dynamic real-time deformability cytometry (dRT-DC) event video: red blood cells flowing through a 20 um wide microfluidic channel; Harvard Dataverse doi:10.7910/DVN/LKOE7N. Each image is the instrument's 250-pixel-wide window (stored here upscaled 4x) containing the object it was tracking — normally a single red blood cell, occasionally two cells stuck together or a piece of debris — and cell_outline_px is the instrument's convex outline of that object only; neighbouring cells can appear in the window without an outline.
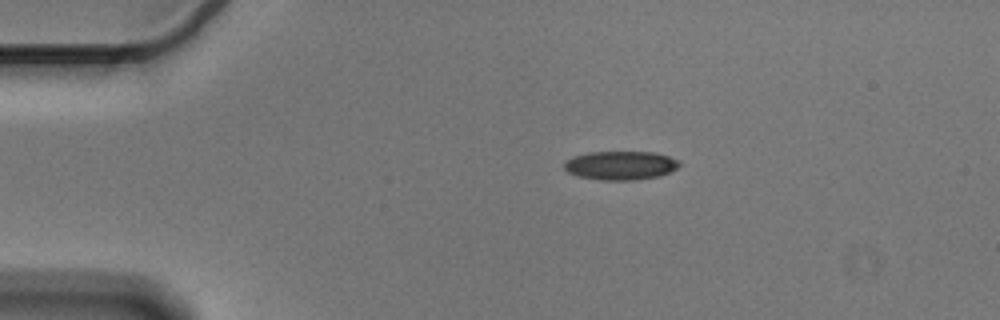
{"species": "Egyptian fruit bat (a non-hibernating species)", "species_latin": "Rousettus aegyptiacus", "temperature_condition": "cold", "stored_images_in_passage": 46, "camera_frame_rate_fps": 3000, "um_per_image_px": 0.085, "animal": {"sex": "male"}, "frame": {"image": 1, "passage_image": 1, "time_ms": 0.0, "image_size_px": [1000, 320], "cell_outline_px": [[680, 164], [676, 168], [668, 172], [656, 176], [636, 180], [600, 180], [576, 176], [568, 172], [564, 168], [564, 164], [572, 156], [588, 152], [656, 152], [680, 160]], "centroid_in_image_um": [52.72, 14.05], "position_along_channel_um": 32.3, "area_um2": 19.31}}
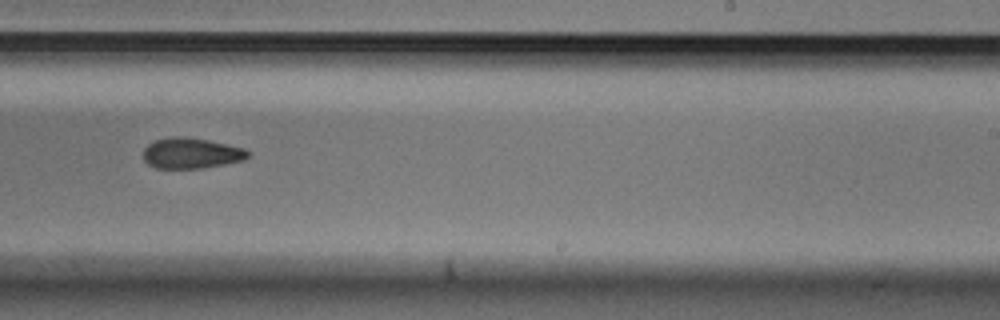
{"frame": {"image": 2, "passage_image": 25, "time_ms": 8.0, "image_size_px": [1000, 320], "cell_outline_px": [[252, 156], [244, 160], [224, 164], [200, 168], [156, 168], [148, 164], [144, 160], [144, 148], [148, 144], [156, 140], [168, 136], [184, 136], [208, 140], [228, 144], [244, 148], [252, 152]], "centroid_in_image_um": [16.29, 13.01], "position_along_channel_um": 272.7, "area_um2": 18.9}}
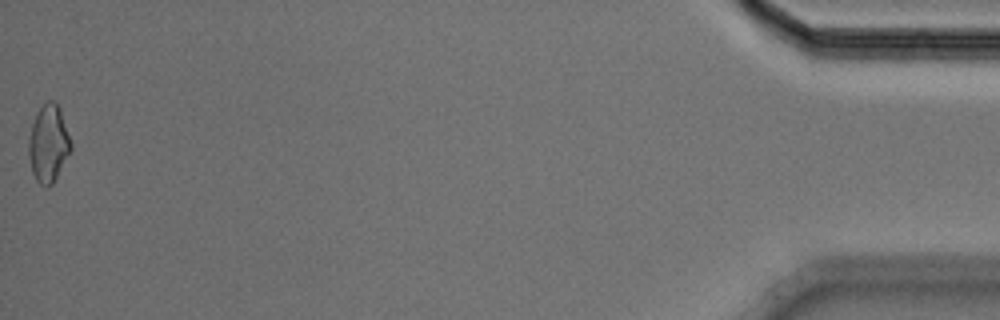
{"frame": {"image": 3, "passage_image": 46, "time_ms": 15.0, "image_size_px": [1000, 320], "cell_outline_px": [[72, 148], [52, 184], [48, 188], [44, 188], [36, 180], [32, 172], [28, 152], [28, 140], [32, 124], [36, 112], [48, 100], [52, 100], [60, 108], [72, 144]], "centroid_in_image_um": [4.11, 12.21], "position_along_channel_um": 431.1, "area_um2": 18.96}, "authors_computed_cell_mechanics": {"area_um2": 19.3341, "velocity_mm_per_s": 3.5973, "shape_relaxation_time_tau1_ms": 8.2662, "shape_relaxation_time_tau2_ms": 11.1548, "deformation_change_tau1": 0.1198, "deformation_change_tau2": 0.1915}}